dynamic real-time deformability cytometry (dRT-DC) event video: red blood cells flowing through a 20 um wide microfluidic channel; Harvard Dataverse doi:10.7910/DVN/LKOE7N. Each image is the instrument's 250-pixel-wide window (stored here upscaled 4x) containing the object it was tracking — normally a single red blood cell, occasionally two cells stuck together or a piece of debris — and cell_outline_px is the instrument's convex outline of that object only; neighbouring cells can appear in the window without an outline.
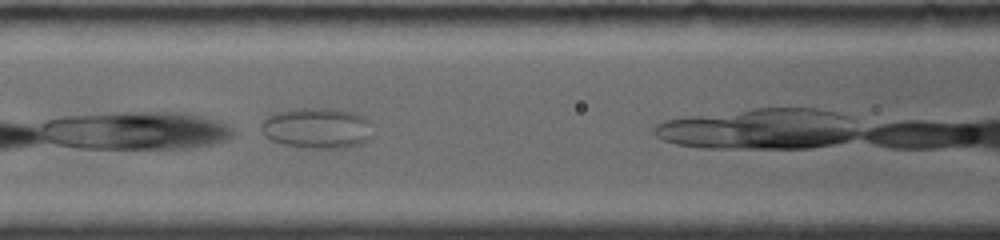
{"species": "common noctule bat (a hibernating species)", "species_latin": "Nyctalus noctula", "temperature_condition": "room temperature", "stored_images_in_passage": 13, "camera_frame_rate_fps": 4000, "um_per_image_px": 0.085, "animal": {"sex": "female", "body_mass_g": 19.0, "forearm_length_mm": 56.7}, "frame": {"image": 1, "passage_image": 8, "time_ms": 2.25, "image_size_px": [1000, 240], "cell_outline_px": [[372, 136], [368, 140], [360, 144], [344, 148], [304, 148], [284, 144], [272, 140], [264, 136], [260, 128], [260, 124], [268, 116], [276, 112], [296, 108], [328, 108], [356, 112], [364, 116], [368, 120]], "centroid_in_image_um": [26.95, 10.88], "position_along_channel_um": 139.7, "area_um2": 26.7}}